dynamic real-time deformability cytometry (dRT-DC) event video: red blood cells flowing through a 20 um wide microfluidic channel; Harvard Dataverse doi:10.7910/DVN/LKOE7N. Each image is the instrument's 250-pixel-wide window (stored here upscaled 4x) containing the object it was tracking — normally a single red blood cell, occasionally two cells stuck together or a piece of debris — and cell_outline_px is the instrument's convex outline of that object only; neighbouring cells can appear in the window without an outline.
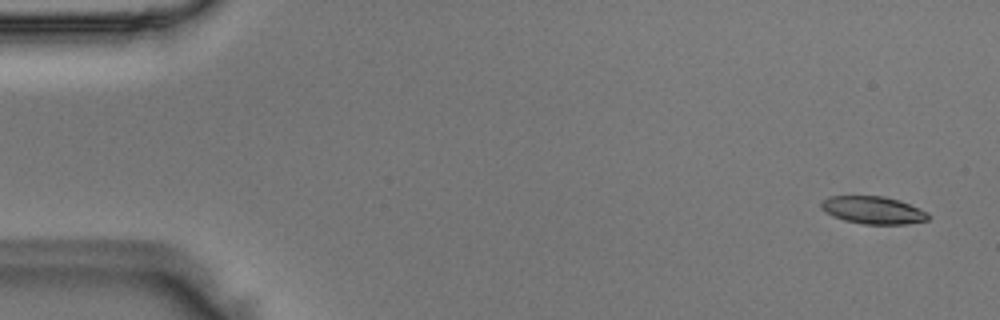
{"species": "Egyptian fruit bat (a non-hibernating species)", "species_latin": "Rousettus aegyptiacus", "temperature_condition": "room temperature", "stored_images_in_passage": 51, "camera_frame_rate_fps": 3000, "um_per_image_px": 0.085, "animal": {"sex": "male"}, "frame": {"image": 1, "passage_image": 3, "time_ms": 0.667, "image_size_px": [1000, 320], "cell_outline_px": [[932, 216], [928, 220], [904, 224], [864, 224], [844, 220], [832, 216], [824, 212], [820, 208], [820, 204], [828, 196], [884, 196], [908, 204], [928, 212]], "centroid_in_image_um": [74.19, 17.86], "position_along_channel_um": 10.8, "area_um2": 17.17}}
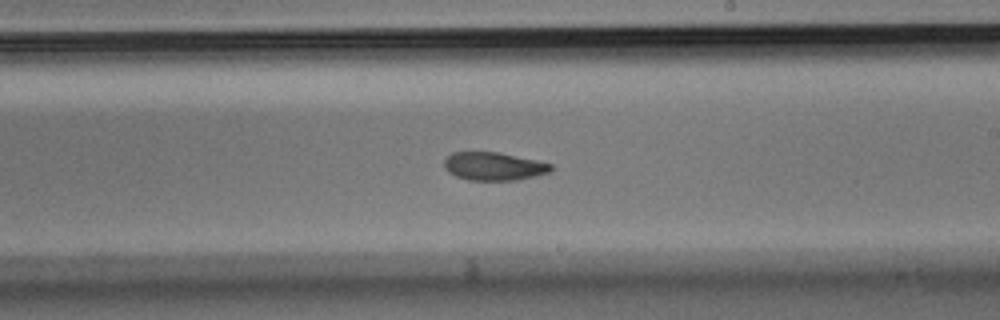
{"frame": {"image": 2, "passage_image": 30, "time_ms": 9.667, "image_size_px": [1000, 320], "cell_outline_px": [[552, 172], [536, 176], [516, 180], [468, 180], [456, 176], [448, 172], [444, 168], [444, 160], [452, 152], [500, 152], [536, 160], [552, 164]], "centroid_in_image_um": [41.98, 14.13], "position_along_channel_um": 247.0, "area_um2": 17.63}}
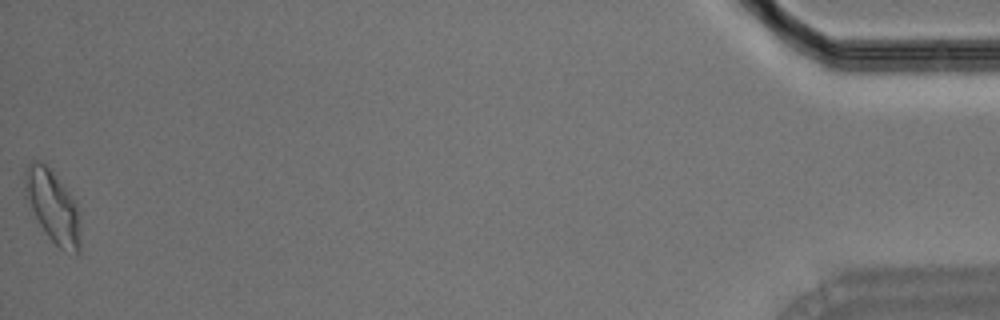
{"frame": {"image": 3, "passage_image": 51, "time_ms": 16.667, "image_size_px": [1000, 320], "cell_outline_px": [[80, 252], [76, 256], [60, 248], [48, 236], [40, 224], [24, 196], [24, 168], [32, 160], [40, 160], [56, 176], [68, 192], [76, 204], [80, 240]], "centroid_in_image_um": [4.45, 17.54], "position_along_channel_um": 430.8, "area_um2": 23.06}}